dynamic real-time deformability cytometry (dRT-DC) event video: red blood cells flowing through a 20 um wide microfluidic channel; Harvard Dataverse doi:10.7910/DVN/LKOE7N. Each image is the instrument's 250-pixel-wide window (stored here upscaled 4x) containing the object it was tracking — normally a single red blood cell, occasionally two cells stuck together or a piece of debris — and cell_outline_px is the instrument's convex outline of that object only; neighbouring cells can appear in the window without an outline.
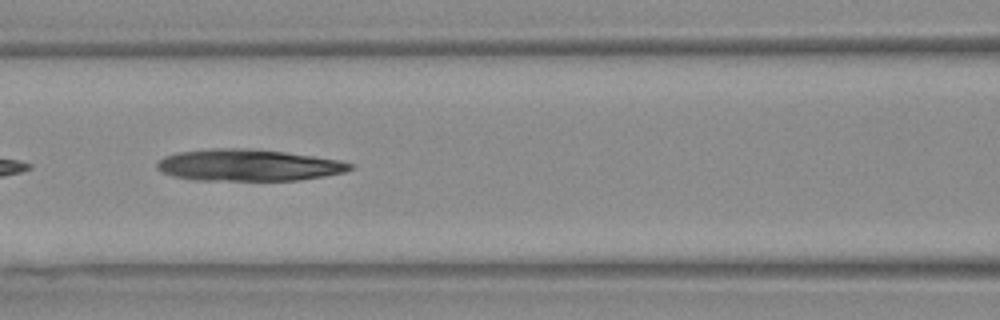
{"species": "Egyptian fruit bat (a non-hibernating species)", "species_latin": "Rousettus aegyptiacus", "temperature_condition": "warm", "stored_images_in_passage": 8, "camera_frame_rate_fps": 3000, "um_per_image_px": 0.085, "animal": {"sex": "female"}, "frame": {"image": 1, "passage_image": 6, "time_ms": 1.667, "image_size_px": [1000, 320], "cell_outline_px": [[352, 168], [344, 172], [324, 176], [296, 180], [196, 180], [172, 176], [156, 168], [156, 164], [164, 156], [180, 152], [212, 148], [252, 148], [284, 152], [340, 160], [352, 164]], "centroid_in_image_um": [21.08, 14.03], "position_along_channel_um": 145.5, "area_um2": 35.43}}
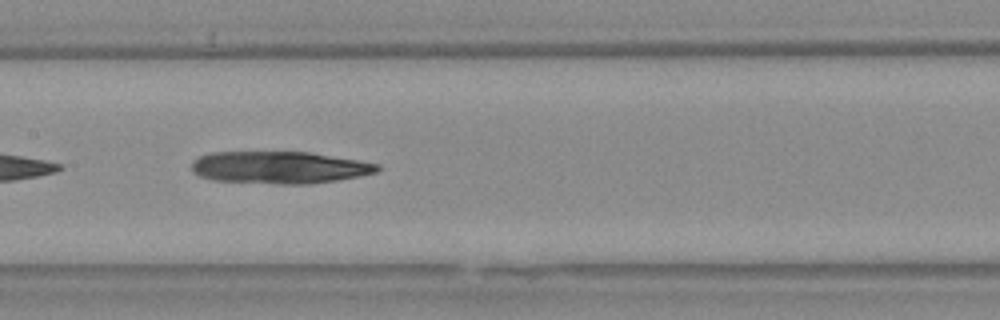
{"frame": {"image": 2, "passage_image": 7, "time_ms": 2.0, "image_size_px": [1000, 320], "cell_outline_px": [[380, 168], [376, 172], [360, 176], [336, 180], [308, 184], [280, 184], [212, 180], [200, 176], [192, 172], [192, 160], [200, 156], [212, 152], [312, 152], [380, 164]], "centroid_in_image_um": [23.74, 14.23], "position_along_channel_um": 183.7, "area_um2": 34.91}}